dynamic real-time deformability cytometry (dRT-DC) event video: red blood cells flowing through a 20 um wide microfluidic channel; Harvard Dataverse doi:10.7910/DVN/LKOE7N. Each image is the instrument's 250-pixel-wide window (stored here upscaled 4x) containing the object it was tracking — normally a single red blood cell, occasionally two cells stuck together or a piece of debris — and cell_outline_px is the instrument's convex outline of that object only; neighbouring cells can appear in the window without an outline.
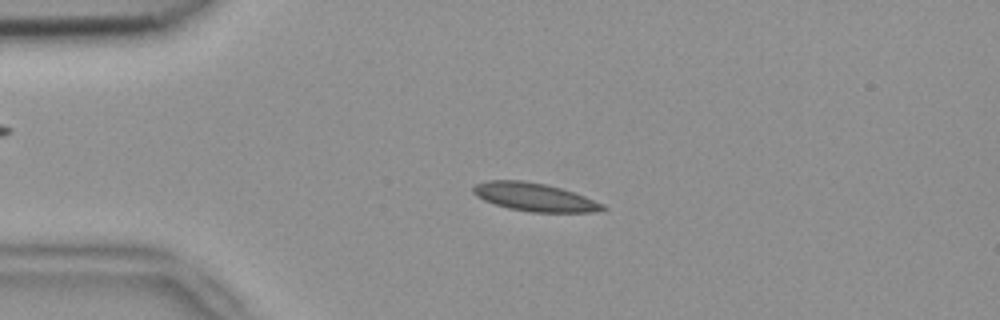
{"species": "common noctule bat (a hibernating species)", "species_latin": "Nyctalus noctula", "temperature_condition": "room temperature", "stored_images_in_passage": 53, "camera_frame_rate_fps": 3000, "um_per_image_px": 0.085, "animal": {"sex": "female", "body_mass_g": 18.4}, "frame": {"image": 1, "passage_image": 12, "time_ms": 3.667, "image_size_px": [1000, 320], "cell_outline_px": [[608, 208], [592, 212], [528, 212], [508, 208], [484, 200], [476, 196], [472, 192], [472, 188], [476, 184], [488, 180], [520, 180], [544, 184], [560, 188], [584, 196], [604, 204]], "centroid_in_image_um": [45.4, 16.76], "position_along_channel_um": 39.6, "area_um2": 21.1}}
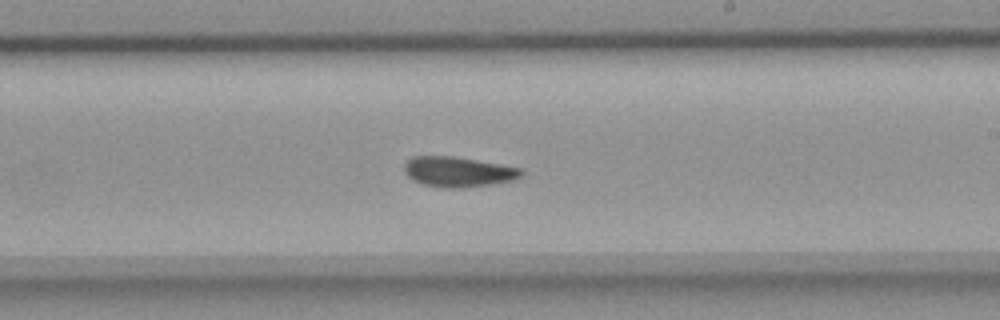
{"frame": {"image": 2, "passage_image": 31, "time_ms": 10.0, "image_size_px": [1000, 320], "cell_outline_px": [[524, 172], [520, 176], [512, 180], [464, 188], [444, 188], [424, 184], [412, 180], [404, 172], [404, 164], [412, 156], [452, 156], [500, 164], [520, 168]], "centroid_in_image_um": [38.9, 14.6], "position_along_channel_um": 250.1, "area_um2": 20.4}}
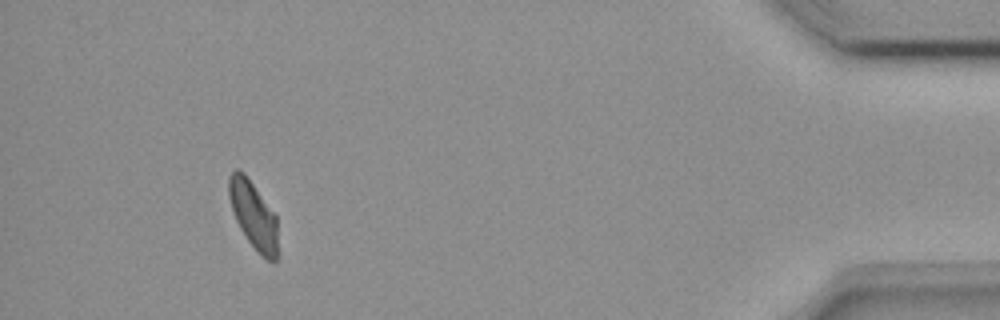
{"frame": {"image": 3, "passage_image": 49, "time_ms": 16.0, "image_size_px": [1000, 320], "cell_outline_px": [[276, 260], [268, 260], [256, 252], [240, 228], [236, 220], [228, 196], [228, 176], [236, 168], [240, 168], [244, 172], [276, 216]], "centroid_in_image_um": [21.49, 18.23], "position_along_channel_um": 413.7, "area_um2": 18.9}, "authors_computed_cell_mechanics": {"area_um2": 20.2878, "velocity_mm_per_s": 3.7839, "shape_relaxation_time_tau1_ms": 5.5351, "shape_relaxation_time_tau2_ms": 2.5747, "deformation_change_tau1": 0.1381, "deformation_change_tau2": 0.0697}}